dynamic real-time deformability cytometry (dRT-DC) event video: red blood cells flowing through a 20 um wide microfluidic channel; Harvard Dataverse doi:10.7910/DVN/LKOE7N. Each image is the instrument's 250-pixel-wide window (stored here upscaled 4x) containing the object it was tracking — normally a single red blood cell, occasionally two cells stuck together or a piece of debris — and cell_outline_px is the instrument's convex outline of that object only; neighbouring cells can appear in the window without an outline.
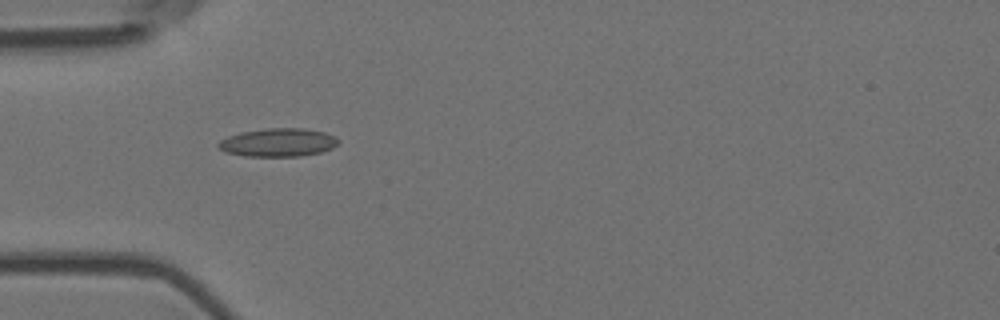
{"species": "Egyptian fruit bat (a non-hibernating species)", "species_latin": "Rousettus aegyptiacus", "temperature_condition": "room temperature", "stored_images_in_passage": 29, "camera_frame_rate_fps": 3000, "um_per_image_px": 0.085, "animal": {"sex": "female"}, "frame": {"image": 1, "passage_image": 1, "time_ms": 0.0, "image_size_px": [1000, 320], "cell_outline_px": [[340, 140], [332, 148], [320, 152], [300, 156], [244, 156], [224, 152], [216, 144], [220, 140], [228, 136], [240, 132], [268, 128], [304, 128], [324, 132]], "centroid_in_image_um": [23.6, 12.11], "position_along_channel_um": 61.4, "area_um2": 19.71}}
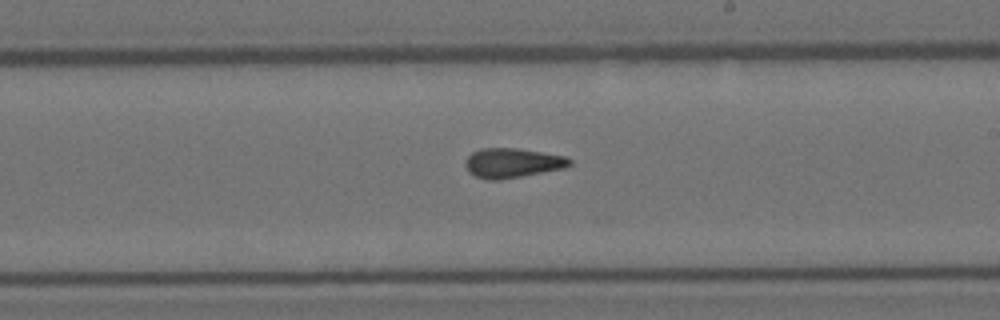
{"frame": {"image": 2, "passage_image": 16, "time_ms": 5.0, "image_size_px": [1000, 320], "cell_outline_px": [[572, 164], [564, 168], [500, 180], [488, 180], [476, 176], [468, 172], [464, 164], [468, 156], [472, 152], [480, 148], [516, 148], [564, 156], [572, 160]], "centroid_in_image_um": [43.52, 13.85], "position_along_channel_um": 245.5, "area_um2": 17.92}}
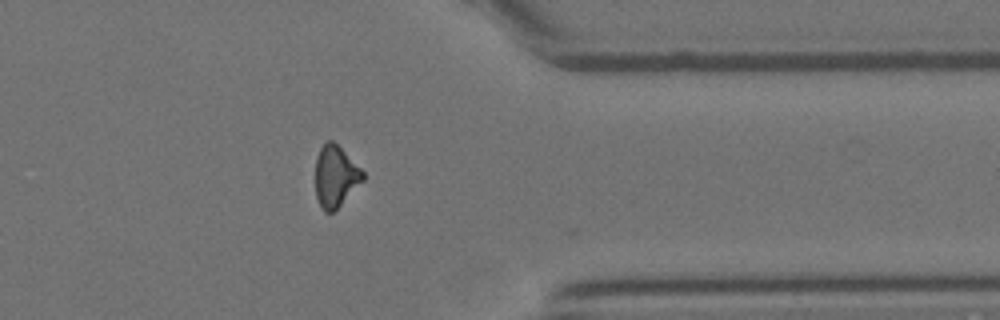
{"frame": {"image": 3, "passage_image": 28, "time_ms": 9.0, "image_size_px": [1000, 320], "cell_outline_px": [[364, 180], [332, 212], [324, 212], [316, 196], [316, 156], [320, 148], [328, 140], [332, 140], [364, 172]], "centroid_in_image_um": [28.5, 14.98], "position_along_channel_um": 382.9, "area_um2": 16.53}, "authors_computed_cell_mechanics": {"area_um2": 17.7446, "velocity_mm_per_s": 3.7076, "shape_relaxation_time_tau1_ms": null, "shape_relaxation_time_tau2_ms": 2.3261, "deformation_change_tau1": null, "deformation_change_tau2": 0.0986}}